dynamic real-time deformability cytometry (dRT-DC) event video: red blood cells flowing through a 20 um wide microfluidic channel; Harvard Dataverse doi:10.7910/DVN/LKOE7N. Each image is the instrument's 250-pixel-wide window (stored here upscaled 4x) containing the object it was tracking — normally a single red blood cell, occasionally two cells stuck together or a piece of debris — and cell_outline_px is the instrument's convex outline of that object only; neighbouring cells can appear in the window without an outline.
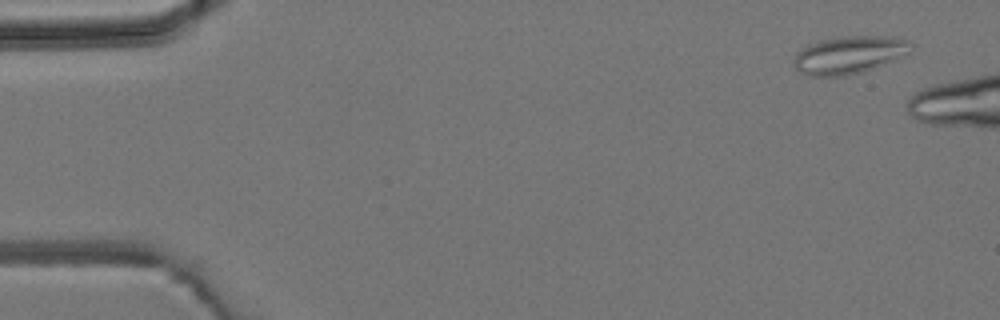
{"species": "common noctule bat (a hibernating species)", "species_latin": "Nyctalus noctula", "temperature_condition": "room temperature", "stored_images_in_passage": 4, "camera_frame_rate_fps": 3000, "um_per_image_px": 0.085, "animal": {"sex": "male", "body_mass_g": 19.2, "forearm_length_mm": 51.8}, "frame": {"image": 1, "passage_image": 1, "time_ms": 0.0, "image_size_px": [1000, 320], "cell_outline_px": [[912, 44], [908, 52], [872, 68], [860, 72], [844, 76], [812, 76], [800, 72], [796, 68], [796, 52], [808, 44], [820, 40], [844, 36], [880, 36], [908, 40]], "centroid_in_image_um": [72.12, 4.65], "position_along_channel_um": 12.9, "area_um2": 24.97}}